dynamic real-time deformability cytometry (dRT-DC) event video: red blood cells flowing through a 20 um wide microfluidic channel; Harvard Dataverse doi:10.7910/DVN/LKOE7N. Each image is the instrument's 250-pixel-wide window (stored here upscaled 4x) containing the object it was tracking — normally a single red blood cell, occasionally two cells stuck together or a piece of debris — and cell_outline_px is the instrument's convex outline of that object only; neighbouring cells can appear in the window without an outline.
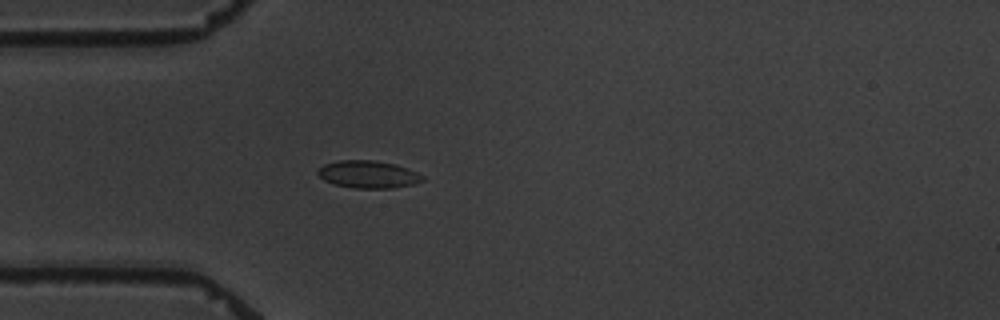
{"species": "common noctule bat (a hibernating species)", "species_latin": "Nyctalus noctula", "temperature_condition": "warm", "stored_images_in_passage": 3, "camera_frame_rate_fps": 3000, "um_per_image_px": 0.085, "animal": {"sex": "male", "body_mass_g": 19.5, "forearm_length_mm": 54.6}, "frame": {"image": 1, "passage_image": 3, "time_ms": 3.333, "image_size_px": [1000, 320], "cell_outline_px": [[424, 180], [412, 184], [392, 188], [352, 188], [336, 184], [324, 180], [316, 172], [324, 164], [340, 160], [372, 160], [396, 164], [408, 168], [424, 176]], "centroid_in_image_um": [31.31, 14.82], "position_along_channel_um": 53.7, "area_um2": 16.65}}